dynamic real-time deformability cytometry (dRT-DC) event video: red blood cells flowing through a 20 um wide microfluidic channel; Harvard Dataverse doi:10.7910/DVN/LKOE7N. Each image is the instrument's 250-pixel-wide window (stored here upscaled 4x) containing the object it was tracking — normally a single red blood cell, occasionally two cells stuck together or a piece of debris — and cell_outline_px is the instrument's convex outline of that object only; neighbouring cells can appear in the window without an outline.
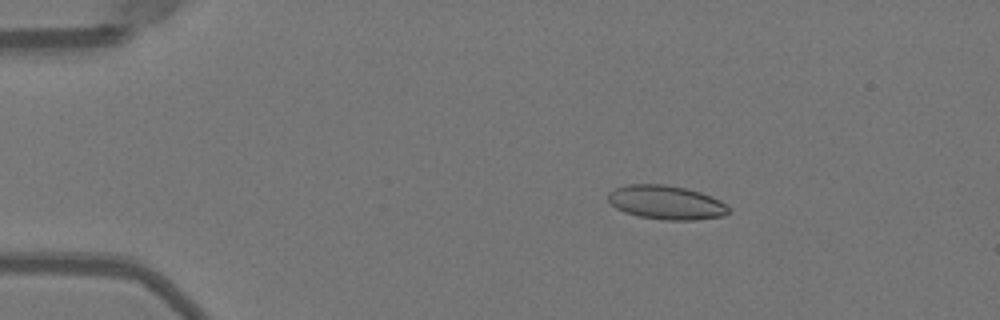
{"species": "Egyptian fruit bat (a non-hibernating species)", "species_latin": "Rousettus aegyptiacus", "temperature_condition": "warm", "stored_images_in_passage": 49, "camera_frame_rate_fps": 3000, "um_per_image_px": 0.085, "animal": {"sex": "female"}, "frame": {"image": 1, "passage_image": 7, "time_ms": 2.0, "image_size_px": [1000, 320], "cell_outline_px": [[728, 212], [724, 216], [696, 220], [664, 220], [640, 216], [624, 212], [616, 208], [608, 200], [608, 192], [616, 188], [628, 184], [664, 184], [684, 188], [700, 192], [720, 200], [728, 208]], "centroid_in_image_um": [56.61, 17.21], "position_along_channel_um": 28.4, "area_um2": 23.7}}
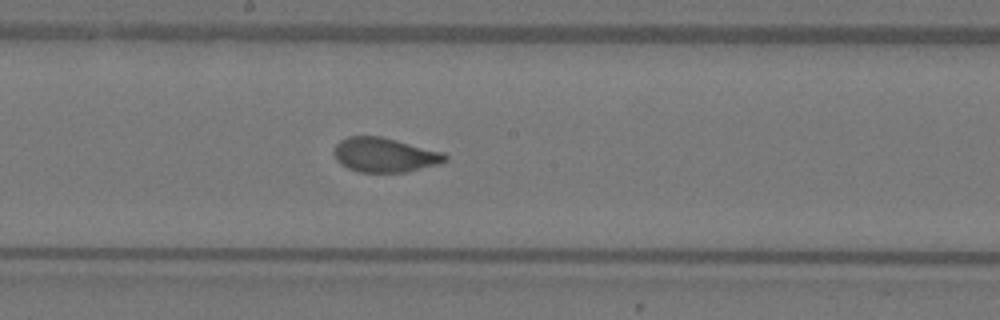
{"frame": {"image": 2, "passage_image": 26, "time_ms": 8.333, "image_size_px": [1000, 320], "cell_outline_px": [[448, 160], [436, 164], [404, 172], [360, 172], [348, 168], [340, 164], [336, 160], [332, 152], [336, 144], [340, 140], [348, 136], [380, 136], [444, 152], [448, 156]], "centroid_in_image_um": [32.65, 13.16], "position_along_channel_um": 215.5, "area_um2": 22.25}}
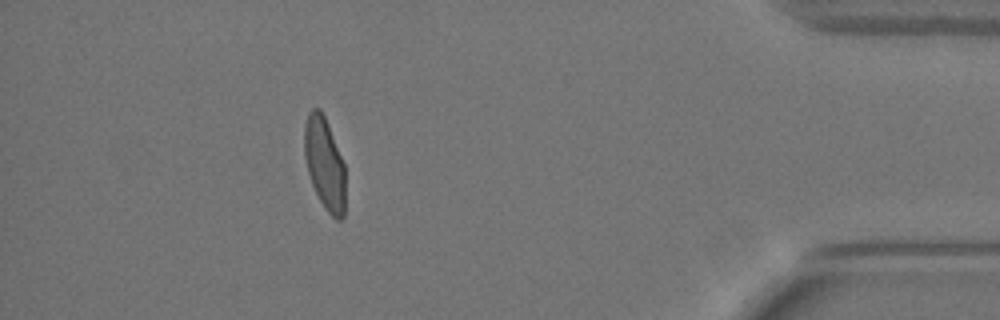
{"frame": {"image": 3, "passage_image": 44, "time_ms": 14.333, "image_size_px": [1000, 320], "cell_outline_px": [[344, 216], [340, 220], [336, 220], [324, 208], [312, 184], [308, 172], [304, 156], [304, 124], [308, 112], [312, 108], [320, 108], [328, 124], [344, 164]], "centroid_in_image_um": [27.57, 13.88], "position_along_channel_um": 407.6, "area_um2": 21.91}, "authors_computed_cell_mechanics": {"area_um2": 22.831, "velocity_mm_per_s": 4.0111, "shape_relaxation_time_tau1_ms": 7.3892, "shape_relaxation_time_tau2_ms": null, "deformation_change_tau1": 0.2054, "deformation_change_tau2": null}}